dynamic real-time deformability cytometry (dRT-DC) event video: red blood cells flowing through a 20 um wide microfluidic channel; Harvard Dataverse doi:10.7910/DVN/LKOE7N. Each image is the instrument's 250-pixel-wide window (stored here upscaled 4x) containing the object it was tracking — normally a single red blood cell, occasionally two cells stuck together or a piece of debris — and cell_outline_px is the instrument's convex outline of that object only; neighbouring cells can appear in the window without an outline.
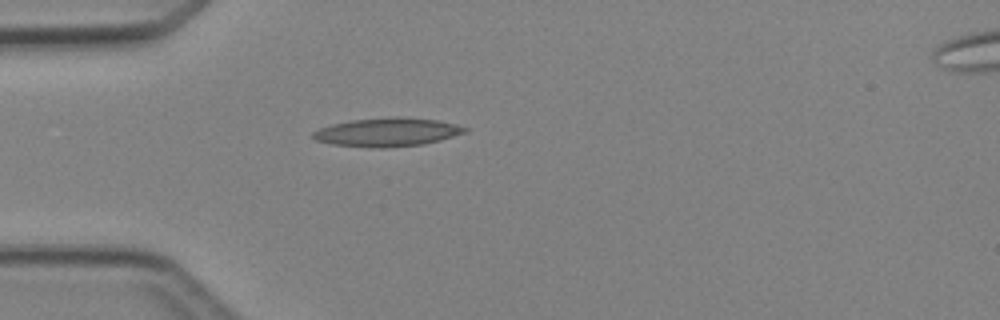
{"species": "Egyptian fruit bat (a non-hibernating species)", "species_latin": "Rousettus aegyptiacus", "temperature_condition": "cold", "stored_images_in_passage": 1, "camera_frame_rate_fps": 3000, "um_per_image_px": 0.085, "animal": {"sex": "female"}, "frame": {"image": 1, "passage_image": 1, "time_ms": 0.0, "image_size_px": [1000, 320], "cell_outline_px": [[468, 132], [440, 140], [424, 144], [384, 148], [372, 148], [332, 144], [316, 140], [312, 136], [312, 132], [320, 128], [332, 124], [352, 120], [396, 116], [436, 120], [468, 128]], "centroid_in_image_um": [32.91, 11.24], "position_along_channel_um": 52.1, "area_um2": 25.2}}